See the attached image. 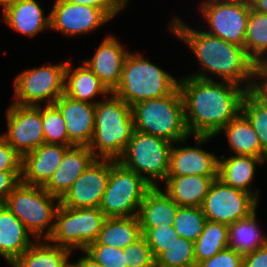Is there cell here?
<instances>
[{"instance_id":"obj_38","label":"cell","mask_w":267,"mask_h":267,"mask_svg":"<svg viewBox=\"0 0 267 267\" xmlns=\"http://www.w3.org/2000/svg\"><path fill=\"white\" fill-rule=\"evenodd\" d=\"M85 252L103 267H127L122 248L89 244Z\"/></svg>"},{"instance_id":"obj_34","label":"cell","mask_w":267,"mask_h":267,"mask_svg":"<svg viewBox=\"0 0 267 267\" xmlns=\"http://www.w3.org/2000/svg\"><path fill=\"white\" fill-rule=\"evenodd\" d=\"M155 267H196L194 242L179 237L155 258Z\"/></svg>"},{"instance_id":"obj_41","label":"cell","mask_w":267,"mask_h":267,"mask_svg":"<svg viewBox=\"0 0 267 267\" xmlns=\"http://www.w3.org/2000/svg\"><path fill=\"white\" fill-rule=\"evenodd\" d=\"M0 171H22V156L1 135Z\"/></svg>"},{"instance_id":"obj_13","label":"cell","mask_w":267,"mask_h":267,"mask_svg":"<svg viewBox=\"0 0 267 267\" xmlns=\"http://www.w3.org/2000/svg\"><path fill=\"white\" fill-rule=\"evenodd\" d=\"M7 130L2 137L23 157L45 143L42 127V106L15 103L6 111Z\"/></svg>"},{"instance_id":"obj_43","label":"cell","mask_w":267,"mask_h":267,"mask_svg":"<svg viewBox=\"0 0 267 267\" xmlns=\"http://www.w3.org/2000/svg\"><path fill=\"white\" fill-rule=\"evenodd\" d=\"M22 171H0V205L5 204L9 194L21 182Z\"/></svg>"},{"instance_id":"obj_8","label":"cell","mask_w":267,"mask_h":267,"mask_svg":"<svg viewBox=\"0 0 267 267\" xmlns=\"http://www.w3.org/2000/svg\"><path fill=\"white\" fill-rule=\"evenodd\" d=\"M106 218L99 208H69L59 204L47 240L70 251H85L97 240Z\"/></svg>"},{"instance_id":"obj_39","label":"cell","mask_w":267,"mask_h":267,"mask_svg":"<svg viewBox=\"0 0 267 267\" xmlns=\"http://www.w3.org/2000/svg\"><path fill=\"white\" fill-rule=\"evenodd\" d=\"M123 250L127 267H155V258L143 235Z\"/></svg>"},{"instance_id":"obj_26","label":"cell","mask_w":267,"mask_h":267,"mask_svg":"<svg viewBox=\"0 0 267 267\" xmlns=\"http://www.w3.org/2000/svg\"><path fill=\"white\" fill-rule=\"evenodd\" d=\"M160 186L151 187L140 204L138 219L140 227H163L173 225L179 205Z\"/></svg>"},{"instance_id":"obj_28","label":"cell","mask_w":267,"mask_h":267,"mask_svg":"<svg viewBox=\"0 0 267 267\" xmlns=\"http://www.w3.org/2000/svg\"><path fill=\"white\" fill-rule=\"evenodd\" d=\"M45 241L35 240L11 267H67L73 251Z\"/></svg>"},{"instance_id":"obj_24","label":"cell","mask_w":267,"mask_h":267,"mask_svg":"<svg viewBox=\"0 0 267 267\" xmlns=\"http://www.w3.org/2000/svg\"><path fill=\"white\" fill-rule=\"evenodd\" d=\"M82 65L73 68L71 62L67 61L65 69L64 94L75 100L96 104L95 97L102 96L107 98L111 92L91 71L84 62Z\"/></svg>"},{"instance_id":"obj_37","label":"cell","mask_w":267,"mask_h":267,"mask_svg":"<svg viewBox=\"0 0 267 267\" xmlns=\"http://www.w3.org/2000/svg\"><path fill=\"white\" fill-rule=\"evenodd\" d=\"M141 231L154 258L180 237L173 225L167 227H141Z\"/></svg>"},{"instance_id":"obj_27","label":"cell","mask_w":267,"mask_h":267,"mask_svg":"<svg viewBox=\"0 0 267 267\" xmlns=\"http://www.w3.org/2000/svg\"><path fill=\"white\" fill-rule=\"evenodd\" d=\"M225 133L229 148L234 155H249L267 162V153L262 149L258 135L248 119L240 113L229 121L215 136Z\"/></svg>"},{"instance_id":"obj_19","label":"cell","mask_w":267,"mask_h":267,"mask_svg":"<svg viewBox=\"0 0 267 267\" xmlns=\"http://www.w3.org/2000/svg\"><path fill=\"white\" fill-rule=\"evenodd\" d=\"M72 146L43 143L22 157L21 182L44 186L62 162L64 153Z\"/></svg>"},{"instance_id":"obj_23","label":"cell","mask_w":267,"mask_h":267,"mask_svg":"<svg viewBox=\"0 0 267 267\" xmlns=\"http://www.w3.org/2000/svg\"><path fill=\"white\" fill-rule=\"evenodd\" d=\"M33 235L7 208L0 205V256L10 265L33 243Z\"/></svg>"},{"instance_id":"obj_50","label":"cell","mask_w":267,"mask_h":267,"mask_svg":"<svg viewBox=\"0 0 267 267\" xmlns=\"http://www.w3.org/2000/svg\"><path fill=\"white\" fill-rule=\"evenodd\" d=\"M67 267H77L73 262H70V264Z\"/></svg>"},{"instance_id":"obj_35","label":"cell","mask_w":267,"mask_h":267,"mask_svg":"<svg viewBox=\"0 0 267 267\" xmlns=\"http://www.w3.org/2000/svg\"><path fill=\"white\" fill-rule=\"evenodd\" d=\"M206 221L201 207L179 206L173 227L180 237L195 242L203 232Z\"/></svg>"},{"instance_id":"obj_9","label":"cell","mask_w":267,"mask_h":267,"mask_svg":"<svg viewBox=\"0 0 267 267\" xmlns=\"http://www.w3.org/2000/svg\"><path fill=\"white\" fill-rule=\"evenodd\" d=\"M151 187L137 173L110 159V175L99 209L107 218L137 216Z\"/></svg>"},{"instance_id":"obj_10","label":"cell","mask_w":267,"mask_h":267,"mask_svg":"<svg viewBox=\"0 0 267 267\" xmlns=\"http://www.w3.org/2000/svg\"><path fill=\"white\" fill-rule=\"evenodd\" d=\"M67 61L33 67L14 79L15 104L22 106L52 105L64 94Z\"/></svg>"},{"instance_id":"obj_7","label":"cell","mask_w":267,"mask_h":267,"mask_svg":"<svg viewBox=\"0 0 267 267\" xmlns=\"http://www.w3.org/2000/svg\"><path fill=\"white\" fill-rule=\"evenodd\" d=\"M172 146L163 138L135 130L117 161L156 187L167 179Z\"/></svg>"},{"instance_id":"obj_33","label":"cell","mask_w":267,"mask_h":267,"mask_svg":"<svg viewBox=\"0 0 267 267\" xmlns=\"http://www.w3.org/2000/svg\"><path fill=\"white\" fill-rule=\"evenodd\" d=\"M241 113L253 126L262 149L267 153V103L249 90L244 95Z\"/></svg>"},{"instance_id":"obj_4","label":"cell","mask_w":267,"mask_h":267,"mask_svg":"<svg viewBox=\"0 0 267 267\" xmlns=\"http://www.w3.org/2000/svg\"><path fill=\"white\" fill-rule=\"evenodd\" d=\"M179 79L164 71L141 53L129 52L124 60L120 81L111 92L130 107L139 102L170 95Z\"/></svg>"},{"instance_id":"obj_25","label":"cell","mask_w":267,"mask_h":267,"mask_svg":"<svg viewBox=\"0 0 267 267\" xmlns=\"http://www.w3.org/2000/svg\"><path fill=\"white\" fill-rule=\"evenodd\" d=\"M218 176H167L164 191L179 205L201 207L212 182Z\"/></svg>"},{"instance_id":"obj_21","label":"cell","mask_w":267,"mask_h":267,"mask_svg":"<svg viewBox=\"0 0 267 267\" xmlns=\"http://www.w3.org/2000/svg\"><path fill=\"white\" fill-rule=\"evenodd\" d=\"M2 9L5 24L18 34L31 38L50 29V14L44 16L43 8L36 0H14Z\"/></svg>"},{"instance_id":"obj_12","label":"cell","mask_w":267,"mask_h":267,"mask_svg":"<svg viewBox=\"0 0 267 267\" xmlns=\"http://www.w3.org/2000/svg\"><path fill=\"white\" fill-rule=\"evenodd\" d=\"M258 201L249 193L215 179L204 198L202 212L209 221L226 225L248 218L257 210Z\"/></svg>"},{"instance_id":"obj_42","label":"cell","mask_w":267,"mask_h":267,"mask_svg":"<svg viewBox=\"0 0 267 267\" xmlns=\"http://www.w3.org/2000/svg\"><path fill=\"white\" fill-rule=\"evenodd\" d=\"M101 9L111 20L128 4L129 0H64Z\"/></svg>"},{"instance_id":"obj_11","label":"cell","mask_w":267,"mask_h":267,"mask_svg":"<svg viewBox=\"0 0 267 267\" xmlns=\"http://www.w3.org/2000/svg\"><path fill=\"white\" fill-rule=\"evenodd\" d=\"M199 10L210 35L244 47L245 32L251 10L249 0H204Z\"/></svg>"},{"instance_id":"obj_14","label":"cell","mask_w":267,"mask_h":267,"mask_svg":"<svg viewBox=\"0 0 267 267\" xmlns=\"http://www.w3.org/2000/svg\"><path fill=\"white\" fill-rule=\"evenodd\" d=\"M50 14V30L64 36L87 35L111 19L96 7L55 0Z\"/></svg>"},{"instance_id":"obj_47","label":"cell","mask_w":267,"mask_h":267,"mask_svg":"<svg viewBox=\"0 0 267 267\" xmlns=\"http://www.w3.org/2000/svg\"><path fill=\"white\" fill-rule=\"evenodd\" d=\"M253 11L267 15V0H249Z\"/></svg>"},{"instance_id":"obj_46","label":"cell","mask_w":267,"mask_h":267,"mask_svg":"<svg viewBox=\"0 0 267 267\" xmlns=\"http://www.w3.org/2000/svg\"><path fill=\"white\" fill-rule=\"evenodd\" d=\"M83 253L78 261H76L74 264L77 267H103L98 262H96L92 257H90L85 251H81Z\"/></svg>"},{"instance_id":"obj_40","label":"cell","mask_w":267,"mask_h":267,"mask_svg":"<svg viewBox=\"0 0 267 267\" xmlns=\"http://www.w3.org/2000/svg\"><path fill=\"white\" fill-rule=\"evenodd\" d=\"M196 267H243V255L227 247Z\"/></svg>"},{"instance_id":"obj_48","label":"cell","mask_w":267,"mask_h":267,"mask_svg":"<svg viewBox=\"0 0 267 267\" xmlns=\"http://www.w3.org/2000/svg\"><path fill=\"white\" fill-rule=\"evenodd\" d=\"M14 1V0H0V6L3 7L5 4Z\"/></svg>"},{"instance_id":"obj_17","label":"cell","mask_w":267,"mask_h":267,"mask_svg":"<svg viewBox=\"0 0 267 267\" xmlns=\"http://www.w3.org/2000/svg\"><path fill=\"white\" fill-rule=\"evenodd\" d=\"M54 105L65 120L68 139L75 146H89L94 132L95 104L78 101L63 94Z\"/></svg>"},{"instance_id":"obj_32","label":"cell","mask_w":267,"mask_h":267,"mask_svg":"<svg viewBox=\"0 0 267 267\" xmlns=\"http://www.w3.org/2000/svg\"><path fill=\"white\" fill-rule=\"evenodd\" d=\"M244 49L256 64L267 57V15L250 10Z\"/></svg>"},{"instance_id":"obj_45","label":"cell","mask_w":267,"mask_h":267,"mask_svg":"<svg viewBox=\"0 0 267 267\" xmlns=\"http://www.w3.org/2000/svg\"><path fill=\"white\" fill-rule=\"evenodd\" d=\"M243 267H267V243L243 255Z\"/></svg>"},{"instance_id":"obj_16","label":"cell","mask_w":267,"mask_h":267,"mask_svg":"<svg viewBox=\"0 0 267 267\" xmlns=\"http://www.w3.org/2000/svg\"><path fill=\"white\" fill-rule=\"evenodd\" d=\"M215 136H192L196 146H181L188 138L173 143L167 176H218V157L203 150L201 145ZM181 146H179V145ZM176 145V146H175Z\"/></svg>"},{"instance_id":"obj_29","label":"cell","mask_w":267,"mask_h":267,"mask_svg":"<svg viewBox=\"0 0 267 267\" xmlns=\"http://www.w3.org/2000/svg\"><path fill=\"white\" fill-rule=\"evenodd\" d=\"M142 236L137 216L106 218L98 238L90 244L126 248Z\"/></svg>"},{"instance_id":"obj_30","label":"cell","mask_w":267,"mask_h":267,"mask_svg":"<svg viewBox=\"0 0 267 267\" xmlns=\"http://www.w3.org/2000/svg\"><path fill=\"white\" fill-rule=\"evenodd\" d=\"M256 220V211L248 218L228 226V247L244 255L267 243V235L261 234Z\"/></svg>"},{"instance_id":"obj_20","label":"cell","mask_w":267,"mask_h":267,"mask_svg":"<svg viewBox=\"0 0 267 267\" xmlns=\"http://www.w3.org/2000/svg\"><path fill=\"white\" fill-rule=\"evenodd\" d=\"M95 159L96 157L88 146L70 147L64 153L62 162L43 188L50 195L61 199Z\"/></svg>"},{"instance_id":"obj_31","label":"cell","mask_w":267,"mask_h":267,"mask_svg":"<svg viewBox=\"0 0 267 267\" xmlns=\"http://www.w3.org/2000/svg\"><path fill=\"white\" fill-rule=\"evenodd\" d=\"M228 247V225L207 220L203 232L194 242L196 265Z\"/></svg>"},{"instance_id":"obj_44","label":"cell","mask_w":267,"mask_h":267,"mask_svg":"<svg viewBox=\"0 0 267 267\" xmlns=\"http://www.w3.org/2000/svg\"><path fill=\"white\" fill-rule=\"evenodd\" d=\"M254 78L252 91L267 103V69L261 63L256 64Z\"/></svg>"},{"instance_id":"obj_22","label":"cell","mask_w":267,"mask_h":267,"mask_svg":"<svg viewBox=\"0 0 267 267\" xmlns=\"http://www.w3.org/2000/svg\"><path fill=\"white\" fill-rule=\"evenodd\" d=\"M218 159V179L224 184L251 194L258 202L257 190H252L251 185L257 165L265 163L261 158L249 155H224Z\"/></svg>"},{"instance_id":"obj_18","label":"cell","mask_w":267,"mask_h":267,"mask_svg":"<svg viewBox=\"0 0 267 267\" xmlns=\"http://www.w3.org/2000/svg\"><path fill=\"white\" fill-rule=\"evenodd\" d=\"M113 35H107L89 60L83 61L112 92L118 85L124 60L129 53Z\"/></svg>"},{"instance_id":"obj_3","label":"cell","mask_w":267,"mask_h":267,"mask_svg":"<svg viewBox=\"0 0 267 267\" xmlns=\"http://www.w3.org/2000/svg\"><path fill=\"white\" fill-rule=\"evenodd\" d=\"M94 119L88 147L96 158L118 160L135 131L131 107L110 93L95 104Z\"/></svg>"},{"instance_id":"obj_2","label":"cell","mask_w":267,"mask_h":267,"mask_svg":"<svg viewBox=\"0 0 267 267\" xmlns=\"http://www.w3.org/2000/svg\"><path fill=\"white\" fill-rule=\"evenodd\" d=\"M171 17L167 30L192 50L201 65L202 71L200 69L190 76L213 80L211 75H217L221 81L235 83L247 91L252 90L256 63L248 56L244 47L226 42L203 30L193 29L179 17Z\"/></svg>"},{"instance_id":"obj_1","label":"cell","mask_w":267,"mask_h":267,"mask_svg":"<svg viewBox=\"0 0 267 267\" xmlns=\"http://www.w3.org/2000/svg\"><path fill=\"white\" fill-rule=\"evenodd\" d=\"M185 123L191 136H215L241 113L247 90L228 81L204 80L192 76L178 81Z\"/></svg>"},{"instance_id":"obj_5","label":"cell","mask_w":267,"mask_h":267,"mask_svg":"<svg viewBox=\"0 0 267 267\" xmlns=\"http://www.w3.org/2000/svg\"><path fill=\"white\" fill-rule=\"evenodd\" d=\"M135 130L171 143L189 138L184 102L177 87L170 95L139 102L131 107Z\"/></svg>"},{"instance_id":"obj_49","label":"cell","mask_w":267,"mask_h":267,"mask_svg":"<svg viewBox=\"0 0 267 267\" xmlns=\"http://www.w3.org/2000/svg\"><path fill=\"white\" fill-rule=\"evenodd\" d=\"M261 64L267 69V57L261 62Z\"/></svg>"},{"instance_id":"obj_6","label":"cell","mask_w":267,"mask_h":267,"mask_svg":"<svg viewBox=\"0 0 267 267\" xmlns=\"http://www.w3.org/2000/svg\"><path fill=\"white\" fill-rule=\"evenodd\" d=\"M59 204L60 199L50 195L43 186L22 182L13 189L5 202L7 208L31 232L34 240H46L51 235Z\"/></svg>"},{"instance_id":"obj_15","label":"cell","mask_w":267,"mask_h":267,"mask_svg":"<svg viewBox=\"0 0 267 267\" xmlns=\"http://www.w3.org/2000/svg\"><path fill=\"white\" fill-rule=\"evenodd\" d=\"M110 175V159L96 158L60 199L69 208H99Z\"/></svg>"},{"instance_id":"obj_36","label":"cell","mask_w":267,"mask_h":267,"mask_svg":"<svg viewBox=\"0 0 267 267\" xmlns=\"http://www.w3.org/2000/svg\"><path fill=\"white\" fill-rule=\"evenodd\" d=\"M42 127L45 143L75 146L68 139L65 120L54 104L42 107Z\"/></svg>"}]
</instances>
